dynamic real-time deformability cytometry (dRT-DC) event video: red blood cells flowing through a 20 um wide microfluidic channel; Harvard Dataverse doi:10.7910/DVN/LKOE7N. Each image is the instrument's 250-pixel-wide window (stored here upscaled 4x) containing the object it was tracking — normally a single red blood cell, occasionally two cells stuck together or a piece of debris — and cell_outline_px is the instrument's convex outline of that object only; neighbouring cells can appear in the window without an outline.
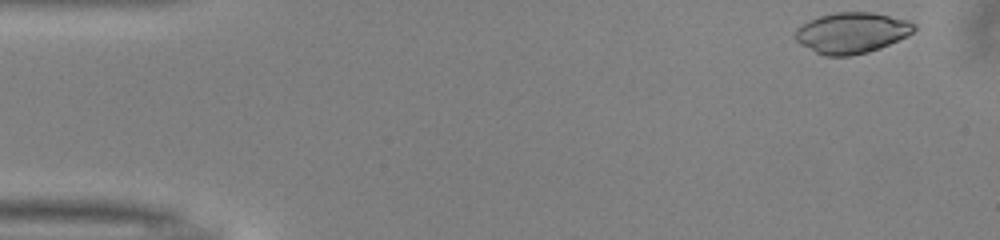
{"species": "common noctule bat (a hibernating species)", "species_latin": "Nyctalus noctula", "temperature_condition": "warm", "stored_images_in_passage": 37, "camera_frame_rate_fps": 3000, "um_per_image_px": 0.085, "animal": {"sex": "male", "body_mass_g": 13.0, "forearm_length_mm": 53.1}, "frame": {"image": 1, "passage_image": 1, "time_ms": 0.0, "image_size_px": [1000, 240], "cell_outline_px": [[916, 28], [908, 36], [880, 48], [868, 52], [848, 56], [824, 56], [800, 44], [796, 40], [796, 28], [820, 16], [836, 12], [872, 12], [908, 20], [916, 24]], "centroid_in_image_um": [72.43, 2.79], "position_along_channel_um": 12.6, "area_um2": 28.09}}
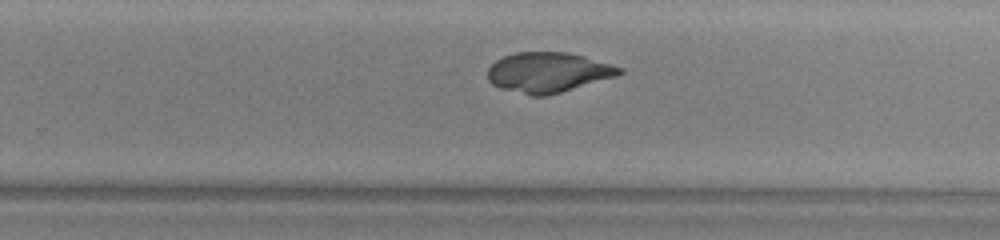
{"frame": {"image": 2, "passage_image": 30, "time_ms": 9.667, "image_size_px": [1000, 240], "cell_outline_px": [[624, 72], [616, 76], [548, 96], [532, 96], [500, 88], [492, 84], [488, 80], [488, 68], [496, 60], [504, 56], [516, 52], [568, 52], [584, 56], [624, 68]], "centroid_in_image_um": [46.59, 6.15], "position_along_channel_um": 283.2, "area_um2": 30.81}}
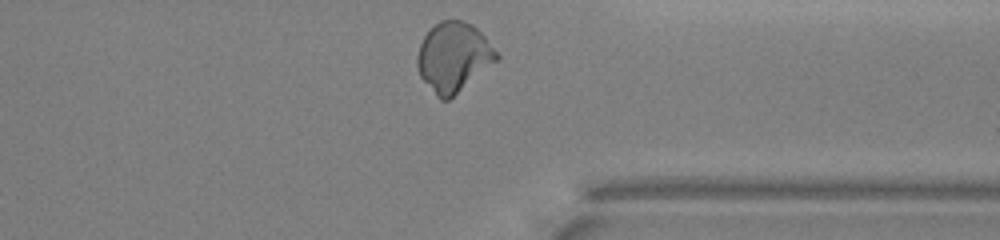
{"frame": {"image": 3, "passage_image": 37, "time_ms": 12.0, "image_size_px": [1000, 240], "cell_outline_px": [[500, 56], [496, 60], [448, 100], [440, 100], [436, 96], [420, 76], [416, 64], [416, 56], [420, 44], [424, 36], [440, 20], [464, 20], [472, 24], [484, 36]], "centroid_in_image_um": [38.51, 4.83], "position_along_channel_um": 372.9, "area_um2": 31.5}}